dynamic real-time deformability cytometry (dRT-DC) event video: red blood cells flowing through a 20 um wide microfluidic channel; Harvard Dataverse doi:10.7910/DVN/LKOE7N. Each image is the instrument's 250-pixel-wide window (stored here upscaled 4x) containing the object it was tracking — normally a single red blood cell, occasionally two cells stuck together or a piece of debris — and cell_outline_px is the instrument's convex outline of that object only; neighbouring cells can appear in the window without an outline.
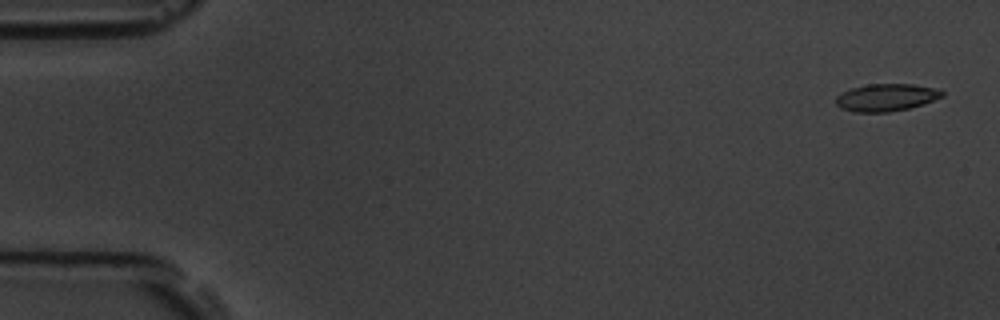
{"species": "common noctule bat (a hibernating species)", "species_latin": "Nyctalus noctula", "temperature_condition": "room temperature", "stored_images_in_passage": 6, "camera_frame_rate_fps": 3000, "um_per_image_px": 0.085, "animal": {"sex": "male", "body_mass_g": 19.5, "forearm_length_mm": 54.6}, "frame": {"image": 1, "passage_image": 1, "time_ms": 0.0, "image_size_px": [1000, 320], "cell_outline_px": [[944, 96], [924, 104], [908, 108], [888, 112], [852, 112], [840, 108], [836, 104], [836, 96], [840, 92], [852, 88], [868, 84], [912, 84], [936, 88], [944, 92]], "centroid_in_image_um": [75.31, 8.28], "position_along_channel_um": 9.7, "area_um2": 17.05}}
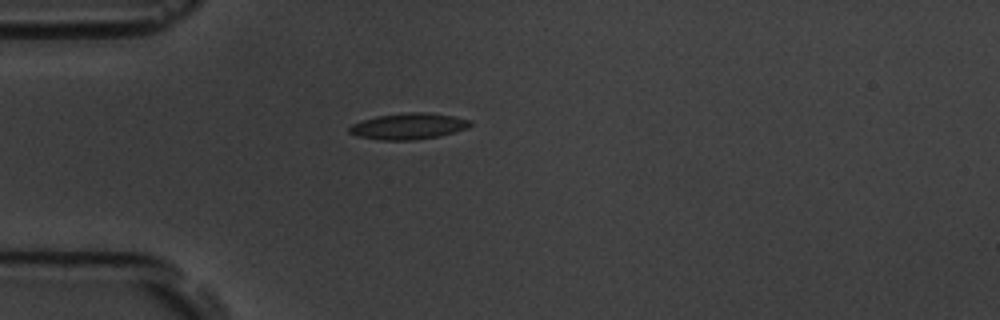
{"frame": {"image": 2, "passage_image": 5, "time_ms": 4.667, "image_size_px": [1000, 320], "cell_outline_px": [[472, 124], [468, 128], [440, 136], [416, 140], [380, 140], [356, 136], [348, 132], [348, 128], [352, 124], [376, 116], [408, 112], [428, 112], [452, 116], [472, 120]], "centroid_in_image_um": [34.73, 10.73], "position_along_channel_um": 50.3, "area_um2": 18.55}}